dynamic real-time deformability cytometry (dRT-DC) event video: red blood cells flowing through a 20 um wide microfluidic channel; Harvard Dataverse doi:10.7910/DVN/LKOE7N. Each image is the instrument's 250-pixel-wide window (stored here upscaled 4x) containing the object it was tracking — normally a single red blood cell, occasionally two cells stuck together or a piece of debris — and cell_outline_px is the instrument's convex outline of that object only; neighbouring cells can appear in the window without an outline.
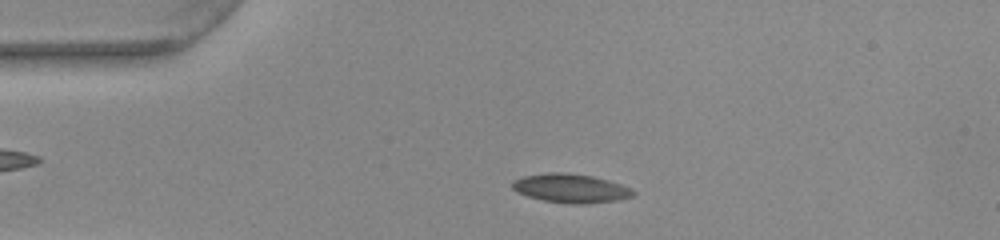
{"species": "common noctule bat (a hibernating species)", "species_latin": "Nyctalus noctula", "temperature_condition": "warm", "stored_images_in_passage": 51, "camera_frame_rate_fps": 3000, "um_per_image_px": 0.085, "animal": {"sex": "female", "body_mass_g": 22.0, "forearm_length_mm": 56.7}, "frame": {"image": 1, "passage_image": 10, "time_ms": 3.0, "image_size_px": [1000, 240], "cell_outline_px": [[636, 192], [632, 196], [620, 200], [584, 204], [572, 204], [544, 200], [528, 196], [516, 192], [512, 188], [512, 180], [524, 176], [548, 172], [564, 172], [592, 176], [608, 180], [632, 188]], "centroid_in_image_um": [48.52, 16.0], "position_along_channel_um": 36.5, "area_um2": 20.4}}
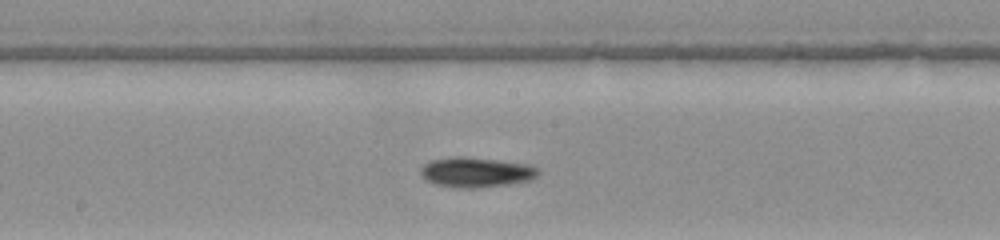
{"frame": {"image": 2, "passage_image": 26, "time_ms": 8.333, "image_size_px": [1000, 240], "cell_outline_px": [[540, 172], [532, 180], [508, 184], [476, 188], [460, 188], [436, 184], [420, 176], [420, 168], [424, 164], [432, 160], [496, 160], [528, 164], [536, 168]], "centroid_in_image_um": [40.52, 14.7], "position_along_channel_um": 207.7, "area_um2": 19.42}}
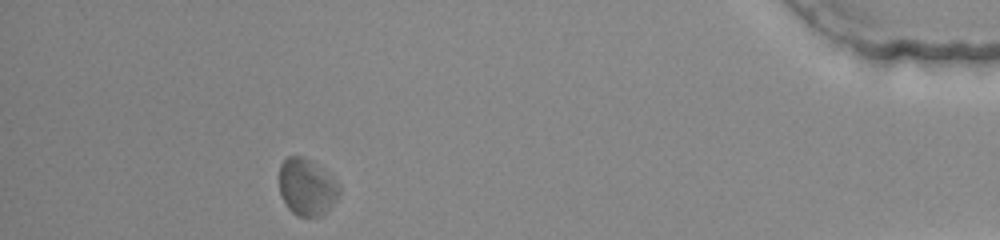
{"frame": {"image": 3, "passage_image": 46, "time_ms": 15.0, "image_size_px": [1000, 240], "cell_outline_px": [[340, 192], [336, 200], [320, 216], [296, 216], [288, 208], [280, 196], [280, 164], [288, 156], [304, 156], [312, 160], [336, 180], [340, 184]], "centroid_in_image_um": [26.07, 15.88], "position_along_channel_um": 409.1, "area_um2": 19.94}, "authors_computed_cell_mechanics": {"area_um2": 19.4208, "velocity_mm_per_s": 3.8776, "shape_relaxation_time_tau1_ms": 3.6995, "shape_relaxation_time_tau2_ms": 7.0762, "deformation_change_tau1": 0.0864, "deformation_change_tau2": 0.1853}}